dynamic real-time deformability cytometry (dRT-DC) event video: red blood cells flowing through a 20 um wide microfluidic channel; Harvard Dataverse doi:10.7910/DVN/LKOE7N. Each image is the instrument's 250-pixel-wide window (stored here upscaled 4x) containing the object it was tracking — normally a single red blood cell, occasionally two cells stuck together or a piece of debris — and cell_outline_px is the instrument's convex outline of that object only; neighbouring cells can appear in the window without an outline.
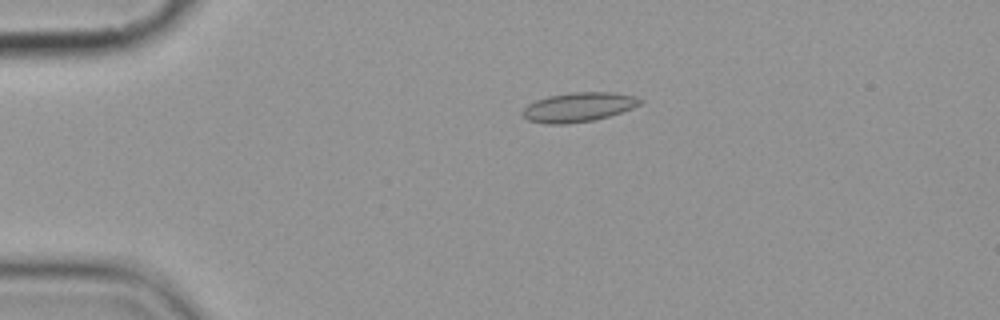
{"species": "common noctule bat (a hibernating species)", "species_latin": "Nyctalus noctula", "temperature_condition": "cold", "stored_images_in_passage": 7, "camera_frame_rate_fps": 3000, "um_per_image_px": 0.085, "animal": {"sex": "female", "body_mass_g": 19.9}, "frame": {"image": 1, "passage_image": 4, "time_ms": 3.667, "image_size_px": [1000, 320], "cell_outline_px": [[644, 100], [640, 104], [632, 108], [608, 116], [592, 120], [564, 124], [548, 124], [528, 120], [520, 112], [528, 104], [536, 100], [548, 96], [572, 92], [612, 92], [636, 96]], "centroid_in_image_um": [49.16, 9.09], "position_along_channel_um": 35.8, "area_um2": 20.0}}
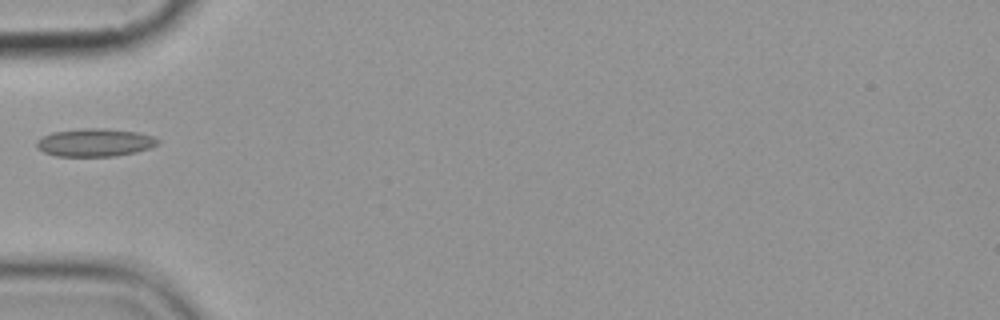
{"frame": {"image": 2, "passage_image": 6, "time_ms": 6.0, "image_size_px": [1000, 320], "cell_outline_px": [[160, 140], [156, 144], [148, 148], [136, 152], [116, 156], [56, 156], [44, 152], [36, 148], [36, 140], [52, 132], [80, 128], [104, 128], [140, 132], [152, 136]], "centroid_in_image_um": [8.04, 12.11], "position_along_channel_um": 77.0, "area_um2": 19.83}}
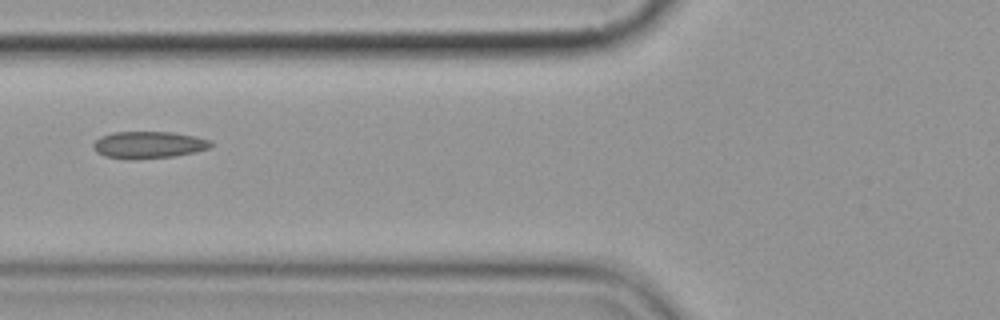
{"frame": {"image": 3, "passage_image": 7, "time_ms": 7.0, "image_size_px": [1000, 320], "cell_outline_px": [[212, 144], [208, 148], [196, 152], [176, 156], [136, 160], [128, 160], [104, 156], [96, 152], [92, 148], [92, 144], [100, 136], [112, 132], [172, 132], [196, 136], [212, 140]], "centroid_in_image_um": [12.61, 12.32], "position_along_channel_um": 113.2, "area_um2": 18.9}}